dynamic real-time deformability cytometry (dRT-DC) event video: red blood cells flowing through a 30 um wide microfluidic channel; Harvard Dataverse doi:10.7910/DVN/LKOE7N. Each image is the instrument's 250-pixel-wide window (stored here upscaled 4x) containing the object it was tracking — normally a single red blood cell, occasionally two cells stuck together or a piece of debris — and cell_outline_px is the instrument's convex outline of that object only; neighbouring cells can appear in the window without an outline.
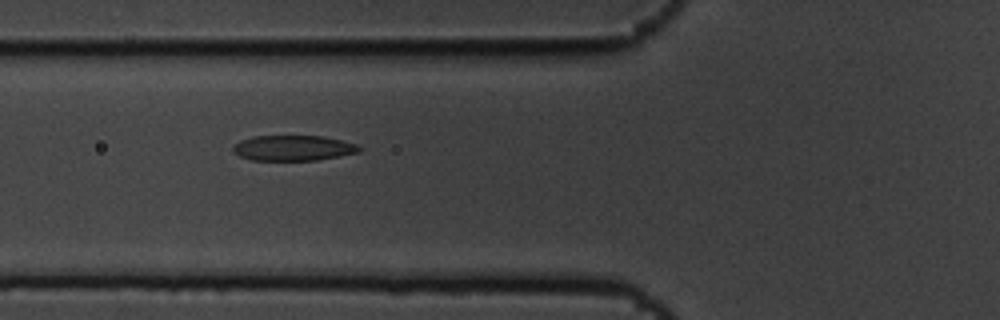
{"species": "common noctule bat (a hibernating species)", "species_latin": "Nyctalus noctula", "temperature_condition": "cold", "stored_images_in_passage": 7, "camera_frame_rate_fps": 3000, "um_per_image_px": 0.085, "animal": {"sex": "male", "body_mass_g": 19.5, "forearm_length_mm": 54.6}, "frame": {"image": 1, "passage_image": 6, "time_ms": 1.667, "image_size_px": [1000, 320], "cell_outline_px": [[364, 148], [360, 152], [340, 156], [316, 160], [252, 160], [240, 156], [232, 152], [232, 148], [240, 140], [252, 136], [324, 136], [356, 144]], "centroid_in_image_um": [24.94, 12.58], "position_along_channel_um": 100.9, "area_um2": 18.73}}
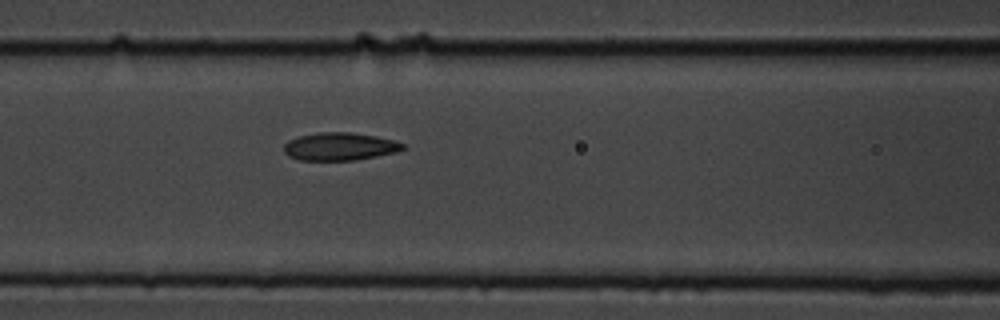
{"frame": {"image": 2, "passage_image": 7, "time_ms": 2.0, "image_size_px": [1000, 320], "cell_outline_px": [[408, 148], [396, 152], [356, 160], [300, 160], [288, 156], [284, 152], [284, 144], [288, 140], [300, 136], [320, 132], [352, 132], [376, 136], [396, 140], [404, 144]], "centroid_in_image_um": [28.91, 12.45], "position_along_channel_um": 137.7, "area_um2": 19.42}}